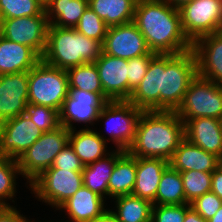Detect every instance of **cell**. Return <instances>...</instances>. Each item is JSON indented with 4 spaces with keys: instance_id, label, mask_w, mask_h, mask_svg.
I'll return each instance as SVG.
<instances>
[{
    "instance_id": "obj_1",
    "label": "cell",
    "mask_w": 222,
    "mask_h": 222,
    "mask_svg": "<svg viewBox=\"0 0 222 222\" xmlns=\"http://www.w3.org/2000/svg\"><path fill=\"white\" fill-rule=\"evenodd\" d=\"M133 23L152 53L180 54L192 49L184 35L179 9L163 0H137Z\"/></svg>"
},
{
    "instance_id": "obj_2",
    "label": "cell",
    "mask_w": 222,
    "mask_h": 222,
    "mask_svg": "<svg viewBox=\"0 0 222 222\" xmlns=\"http://www.w3.org/2000/svg\"><path fill=\"white\" fill-rule=\"evenodd\" d=\"M184 138V123L175 111H143L127 152L134 157L170 161Z\"/></svg>"
},
{
    "instance_id": "obj_3",
    "label": "cell",
    "mask_w": 222,
    "mask_h": 222,
    "mask_svg": "<svg viewBox=\"0 0 222 222\" xmlns=\"http://www.w3.org/2000/svg\"><path fill=\"white\" fill-rule=\"evenodd\" d=\"M102 52V43L86 37L74 28L49 25L46 49L41 59L51 66L67 70L85 63H94Z\"/></svg>"
},
{
    "instance_id": "obj_4",
    "label": "cell",
    "mask_w": 222,
    "mask_h": 222,
    "mask_svg": "<svg viewBox=\"0 0 222 222\" xmlns=\"http://www.w3.org/2000/svg\"><path fill=\"white\" fill-rule=\"evenodd\" d=\"M197 75V59L193 49L180 54L165 55V71H162L160 91V110L176 111L183 102L190 83Z\"/></svg>"
},
{
    "instance_id": "obj_5",
    "label": "cell",
    "mask_w": 222,
    "mask_h": 222,
    "mask_svg": "<svg viewBox=\"0 0 222 222\" xmlns=\"http://www.w3.org/2000/svg\"><path fill=\"white\" fill-rule=\"evenodd\" d=\"M28 104L47 106L60 112L69 94L68 74L42 59L29 71Z\"/></svg>"
},
{
    "instance_id": "obj_6",
    "label": "cell",
    "mask_w": 222,
    "mask_h": 222,
    "mask_svg": "<svg viewBox=\"0 0 222 222\" xmlns=\"http://www.w3.org/2000/svg\"><path fill=\"white\" fill-rule=\"evenodd\" d=\"M69 143V130L60 125L44 132L36 142L17 159L21 175L30 184L53 165L56 155Z\"/></svg>"
},
{
    "instance_id": "obj_7",
    "label": "cell",
    "mask_w": 222,
    "mask_h": 222,
    "mask_svg": "<svg viewBox=\"0 0 222 222\" xmlns=\"http://www.w3.org/2000/svg\"><path fill=\"white\" fill-rule=\"evenodd\" d=\"M181 120L222 117V85L200 76L190 83L183 102L175 111Z\"/></svg>"
},
{
    "instance_id": "obj_8",
    "label": "cell",
    "mask_w": 222,
    "mask_h": 222,
    "mask_svg": "<svg viewBox=\"0 0 222 222\" xmlns=\"http://www.w3.org/2000/svg\"><path fill=\"white\" fill-rule=\"evenodd\" d=\"M29 186L40 202L58 209L83 186L82 171L48 168Z\"/></svg>"
},
{
    "instance_id": "obj_9",
    "label": "cell",
    "mask_w": 222,
    "mask_h": 222,
    "mask_svg": "<svg viewBox=\"0 0 222 222\" xmlns=\"http://www.w3.org/2000/svg\"><path fill=\"white\" fill-rule=\"evenodd\" d=\"M143 110L129 101H109L101 109L98 121L105 120L107 132L117 150L127 151L134 141L137 123Z\"/></svg>"
},
{
    "instance_id": "obj_10",
    "label": "cell",
    "mask_w": 222,
    "mask_h": 222,
    "mask_svg": "<svg viewBox=\"0 0 222 222\" xmlns=\"http://www.w3.org/2000/svg\"><path fill=\"white\" fill-rule=\"evenodd\" d=\"M179 12L184 35L192 44L204 35L221 31L219 0H192L180 7Z\"/></svg>"
},
{
    "instance_id": "obj_11",
    "label": "cell",
    "mask_w": 222,
    "mask_h": 222,
    "mask_svg": "<svg viewBox=\"0 0 222 222\" xmlns=\"http://www.w3.org/2000/svg\"><path fill=\"white\" fill-rule=\"evenodd\" d=\"M47 15L1 19V36L30 47L40 58L46 49Z\"/></svg>"
},
{
    "instance_id": "obj_12",
    "label": "cell",
    "mask_w": 222,
    "mask_h": 222,
    "mask_svg": "<svg viewBox=\"0 0 222 222\" xmlns=\"http://www.w3.org/2000/svg\"><path fill=\"white\" fill-rule=\"evenodd\" d=\"M44 132L24 113L0 123V156L18 159Z\"/></svg>"
},
{
    "instance_id": "obj_13",
    "label": "cell",
    "mask_w": 222,
    "mask_h": 222,
    "mask_svg": "<svg viewBox=\"0 0 222 222\" xmlns=\"http://www.w3.org/2000/svg\"><path fill=\"white\" fill-rule=\"evenodd\" d=\"M102 49L104 54L126 60L155 54L150 51L144 36L133 22L108 27Z\"/></svg>"
},
{
    "instance_id": "obj_14",
    "label": "cell",
    "mask_w": 222,
    "mask_h": 222,
    "mask_svg": "<svg viewBox=\"0 0 222 222\" xmlns=\"http://www.w3.org/2000/svg\"><path fill=\"white\" fill-rule=\"evenodd\" d=\"M107 101L96 93L82 90H69V94L63 102L59 112L60 125L68 130H73V122L89 123L98 121L101 109Z\"/></svg>"
},
{
    "instance_id": "obj_15",
    "label": "cell",
    "mask_w": 222,
    "mask_h": 222,
    "mask_svg": "<svg viewBox=\"0 0 222 222\" xmlns=\"http://www.w3.org/2000/svg\"><path fill=\"white\" fill-rule=\"evenodd\" d=\"M28 77L29 71L0 75V123L26 112Z\"/></svg>"
},
{
    "instance_id": "obj_16",
    "label": "cell",
    "mask_w": 222,
    "mask_h": 222,
    "mask_svg": "<svg viewBox=\"0 0 222 222\" xmlns=\"http://www.w3.org/2000/svg\"><path fill=\"white\" fill-rule=\"evenodd\" d=\"M94 63L105 96L110 101H128V60L102 52Z\"/></svg>"
},
{
    "instance_id": "obj_17",
    "label": "cell",
    "mask_w": 222,
    "mask_h": 222,
    "mask_svg": "<svg viewBox=\"0 0 222 222\" xmlns=\"http://www.w3.org/2000/svg\"><path fill=\"white\" fill-rule=\"evenodd\" d=\"M198 76L222 85V33L204 35L192 44Z\"/></svg>"
},
{
    "instance_id": "obj_18",
    "label": "cell",
    "mask_w": 222,
    "mask_h": 222,
    "mask_svg": "<svg viewBox=\"0 0 222 222\" xmlns=\"http://www.w3.org/2000/svg\"><path fill=\"white\" fill-rule=\"evenodd\" d=\"M162 71H165V55L157 54L128 101L143 111L160 110Z\"/></svg>"
},
{
    "instance_id": "obj_19",
    "label": "cell",
    "mask_w": 222,
    "mask_h": 222,
    "mask_svg": "<svg viewBox=\"0 0 222 222\" xmlns=\"http://www.w3.org/2000/svg\"><path fill=\"white\" fill-rule=\"evenodd\" d=\"M182 121L186 139L203 150L222 157V127L220 119L200 117Z\"/></svg>"
},
{
    "instance_id": "obj_20",
    "label": "cell",
    "mask_w": 222,
    "mask_h": 222,
    "mask_svg": "<svg viewBox=\"0 0 222 222\" xmlns=\"http://www.w3.org/2000/svg\"><path fill=\"white\" fill-rule=\"evenodd\" d=\"M104 198L82 186L75 194L66 200L58 210H65L71 221L93 222L102 218L109 209L104 207Z\"/></svg>"
},
{
    "instance_id": "obj_21",
    "label": "cell",
    "mask_w": 222,
    "mask_h": 222,
    "mask_svg": "<svg viewBox=\"0 0 222 222\" xmlns=\"http://www.w3.org/2000/svg\"><path fill=\"white\" fill-rule=\"evenodd\" d=\"M219 157L184 138L175 150L169 165L179 172L190 170L213 172L218 167Z\"/></svg>"
},
{
    "instance_id": "obj_22",
    "label": "cell",
    "mask_w": 222,
    "mask_h": 222,
    "mask_svg": "<svg viewBox=\"0 0 222 222\" xmlns=\"http://www.w3.org/2000/svg\"><path fill=\"white\" fill-rule=\"evenodd\" d=\"M169 161L161 158L136 157V181L132 194L155 205L156 192Z\"/></svg>"
},
{
    "instance_id": "obj_23",
    "label": "cell",
    "mask_w": 222,
    "mask_h": 222,
    "mask_svg": "<svg viewBox=\"0 0 222 222\" xmlns=\"http://www.w3.org/2000/svg\"><path fill=\"white\" fill-rule=\"evenodd\" d=\"M40 60L30 47L0 35V75L30 71Z\"/></svg>"
},
{
    "instance_id": "obj_24",
    "label": "cell",
    "mask_w": 222,
    "mask_h": 222,
    "mask_svg": "<svg viewBox=\"0 0 222 222\" xmlns=\"http://www.w3.org/2000/svg\"><path fill=\"white\" fill-rule=\"evenodd\" d=\"M75 130H69V144L84 166L109 154L106 153V137L89 127L77 132Z\"/></svg>"
},
{
    "instance_id": "obj_25",
    "label": "cell",
    "mask_w": 222,
    "mask_h": 222,
    "mask_svg": "<svg viewBox=\"0 0 222 222\" xmlns=\"http://www.w3.org/2000/svg\"><path fill=\"white\" fill-rule=\"evenodd\" d=\"M124 152L116 149L105 157L85 165L82 170L83 186L102 198H106L104 196H108V182L115 167V162Z\"/></svg>"
},
{
    "instance_id": "obj_26",
    "label": "cell",
    "mask_w": 222,
    "mask_h": 222,
    "mask_svg": "<svg viewBox=\"0 0 222 222\" xmlns=\"http://www.w3.org/2000/svg\"><path fill=\"white\" fill-rule=\"evenodd\" d=\"M136 181V157L125 151L115 162L108 182V196L132 194Z\"/></svg>"
},
{
    "instance_id": "obj_27",
    "label": "cell",
    "mask_w": 222,
    "mask_h": 222,
    "mask_svg": "<svg viewBox=\"0 0 222 222\" xmlns=\"http://www.w3.org/2000/svg\"><path fill=\"white\" fill-rule=\"evenodd\" d=\"M137 0H88L92 9L108 27L133 22Z\"/></svg>"
},
{
    "instance_id": "obj_28",
    "label": "cell",
    "mask_w": 222,
    "mask_h": 222,
    "mask_svg": "<svg viewBox=\"0 0 222 222\" xmlns=\"http://www.w3.org/2000/svg\"><path fill=\"white\" fill-rule=\"evenodd\" d=\"M87 8L88 0H53L45 12L49 25L75 28Z\"/></svg>"
},
{
    "instance_id": "obj_29",
    "label": "cell",
    "mask_w": 222,
    "mask_h": 222,
    "mask_svg": "<svg viewBox=\"0 0 222 222\" xmlns=\"http://www.w3.org/2000/svg\"><path fill=\"white\" fill-rule=\"evenodd\" d=\"M116 211L109 212L118 222H151L153 204L133 194L114 198Z\"/></svg>"
},
{
    "instance_id": "obj_30",
    "label": "cell",
    "mask_w": 222,
    "mask_h": 222,
    "mask_svg": "<svg viewBox=\"0 0 222 222\" xmlns=\"http://www.w3.org/2000/svg\"><path fill=\"white\" fill-rule=\"evenodd\" d=\"M186 204L183 181L178 170L170 165L164 170L156 192L155 205Z\"/></svg>"
},
{
    "instance_id": "obj_31",
    "label": "cell",
    "mask_w": 222,
    "mask_h": 222,
    "mask_svg": "<svg viewBox=\"0 0 222 222\" xmlns=\"http://www.w3.org/2000/svg\"><path fill=\"white\" fill-rule=\"evenodd\" d=\"M69 90H82L100 94L107 102L110 100L103 93L99 73L95 63H85L68 68Z\"/></svg>"
},
{
    "instance_id": "obj_32",
    "label": "cell",
    "mask_w": 222,
    "mask_h": 222,
    "mask_svg": "<svg viewBox=\"0 0 222 222\" xmlns=\"http://www.w3.org/2000/svg\"><path fill=\"white\" fill-rule=\"evenodd\" d=\"M17 174H21L17 160L0 156V206H11L5 201L13 199L16 195Z\"/></svg>"
},
{
    "instance_id": "obj_33",
    "label": "cell",
    "mask_w": 222,
    "mask_h": 222,
    "mask_svg": "<svg viewBox=\"0 0 222 222\" xmlns=\"http://www.w3.org/2000/svg\"><path fill=\"white\" fill-rule=\"evenodd\" d=\"M180 174L183 181L186 204H190L196 198L211 191L212 172L190 170L180 172Z\"/></svg>"
},
{
    "instance_id": "obj_34",
    "label": "cell",
    "mask_w": 222,
    "mask_h": 222,
    "mask_svg": "<svg viewBox=\"0 0 222 222\" xmlns=\"http://www.w3.org/2000/svg\"><path fill=\"white\" fill-rule=\"evenodd\" d=\"M46 15L45 7L38 0H0V18H20Z\"/></svg>"
},
{
    "instance_id": "obj_35",
    "label": "cell",
    "mask_w": 222,
    "mask_h": 222,
    "mask_svg": "<svg viewBox=\"0 0 222 222\" xmlns=\"http://www.w3.org/2000/svg\"><path fill=\"white\" fill-rule=\"evenodd\" d=\"M74 29L86 37L95 39L103 44L108 26L104 20L88 7Z\"/></svg>"
},
{
    "instance_id": "obj_36",
    "label": "cell",
    "mask_w": 222,
    "mask_h": 222,
    "mask_svg": "<svg viewBox=\"0 0 222 222\" xmlns=\"http://www.w3.org/2000/svg\"><path fill=\"white\" fill-rule=\"evenodd\" d=\"M25 114L43 132L54 130L60 126L59 112L53 108L28 104Z\"/></svg>"
},
{
    "instance_id": "obj_37",
    "label": "cell",
    "mask_w": 222,
    "mask_h": 222,
    "mask_svg": "<svg viewBox=\"0 0 222 222\" xmlns=\"http://www.w3.org/2000/svg\"><path fill=\"white\" fill-rule=\"evenodd\" d=\"M157 54H146L128 60V99L146 75L150 61Z\"/></svg>"
},
{
    "instance_id": "obj_38",
    "label": "cell",
    "mask_w": 222,
    "mask_h": 222,
    "mask_svg": "<svg viewBox=\"0 0 222 222\" xmlns=\"http://www.w3.org/2000/svg\"><path fill=\"white\" fill-rule=\"evenodd\" d=\"M190 204L153 205L151 222H183Z\"/></svg>"
},
{
    "instance_id": "obj_39",
    "label": "cell",
    "mask_w": 222,
    "mask_h": 222,
    "mask_svg": "<svg viewBox=\"0 0 222 222\" xmlns=\"http://www.w3.org/2000/svg\"><path fill=\"white\" fill-rule=\"evenodd\" d=\"M190 206L206 221L221 208L222 200L212 191L206 192L190 203Z\"/></svg>"
},
{
    "instance_id": "obj_40",
    "label": "cell",
    "mask_w": 222,
    "mask_h": 222,
    "mask_svg": "<svg viewBox=\"0 0 222 222\" xmlns=\"http://www.w3.org/2000/svg\"><path fill=\"white\" fill-rule=\"evenodd\" d=\"M50 168L66 169L70 171H82L84 164L75 154L74 149L68 143L55 157Z\"/></svg>"
},
{
    "instance_id": "obj_41",
    "label": "cell",
    "mask_w": 222,
    "mask_h": 222,
    "mask_svg": "<svg viewBox=\"0 0 222 222\" xmlns=\"http://www.w3.org/2000/svg\"><path fill=\"white\" fill-rule=\"evenodd\" d=\"M14 206H0V222H31Z\"/></svg>"
},
{
    "instance_id": "obj_42",
    "label": "cell",
    "mask_w": 222,
    "mask_h": 222,
    "mask_svg": "<svg viewBox=\"0 0 222 222\" xmlns=\"http://www.w3.org/2000/svg\"><path fill=\"white\" fill-rule=\"evenodd\" d=\"M211 191L222 200V170L218 167L212 172Z\"/></svg>"
},
{
    "instance_id": "obj_43",
    "label": "cell",
    "mask_w": 222,
    "mask_h": 222,
    "mask_svg": "<svg viewBox=\"0 0 222 222\" xmlns=\"http://www.w3.org/2000/svg\"><path fill=\"white\" fill-rule=\"evenodd\" d=\"M183 222H207L202 216H200L192 207H190L186 213Z\"/></svg>"
},
{
    "instance_id": "obj_44",
    "label": "cell",
    "mask_w": 222,
    "mask_h": 222,
    "mask_svg": "<svg viewBox=\"0 0 222 222\" xmlns=\"http://www.w3.org/2000/svg\"><path fill=\"white\" fill-rule=\"evenodd\" d=\"M172 5L174 8L179 9L182 7L184 4L191 2L192 0H163Z\"/></svg>"
},
{
    "instance_id": "obj_45",
    "label": "cell",
    "mask_w": 222,
    "mask_h": 222,
    "mask_svg": "<svg viewBox=\"0 0 222 222\" xmlns=\"http://www.w3.org/2000/svg\"><path fill=\"white\" fill-rule=\"evenodd\" d=\"M93 222H118V221L108 211L102 218L98 219L97 221H93Z\"/></svg>"
},
{
    "instance_id": "obj_46",
    "label": "cell",
    "mask_w": 222,
    "mask_h": 222,
    "mask_svg": "<svg viewBox=\"0 0 222 222\" xmlns=\"http://www.w3.org/2000/svg\"><path fill=\"white\" fill-rule=\"evenodd\" d=\"M207 222H222V206L211 219L207 220Z\"/></svg>"
},
{
    "instance_id": "obj_47",
    "label": "cell",
    "mask_w": 222,
    "mask_h": 222,
    "mask_svg": "<svg viewBox=\"0 0 222 222\" xmlns=\"http://www.w3.org/2000/svg\"><path fill=\"white\" fill-rule=\"evenodd\" d=\"M44 7H46L49 3H51L53 0H38Z\"/></svg>"
},
{
    "instance_id": "obj_48",
    "label": "cell",
    "mask_w": 222,
    "mask_h": 222,
    "mask_svg": "<svg viewBox=\"0 0 222 222\" xmlns=\"http://www.w3.org/2000/svg\"><path fill=\"white\" fill-rule=\"evenodd\" d=\"M218 168L222 170V157L218 159Z\"/></svg>"
},
{
    "instance_id": "obj_49",
    "label": "cell",
    "mask_w": 222,
    "mask_h": 222,
    "mask_svg": "<svg viewBox=\"0 0 222 222\" xmlns=\"http://www.w3.org/2000/svg\"><path fill=\"white\" fill-rule=\"evenodd\" d=\"M220 1V6H221V13H222V0H219Z\"/></svg>"
},
{
    "instance_id": "obj_50",
    "label": "cell",
    "mask_w": 222,
    "mask_h": 222,
    "mask_svg": "<svg viewBox=\"0 0 222 222\" xmlns=\"http://www.w3.org/2000/svg\"><path fill=\"white\" fill-rule=\"evenodd\" d=\"M0 35H1V18H0Z\"/></svg>"
}]
</instances>
